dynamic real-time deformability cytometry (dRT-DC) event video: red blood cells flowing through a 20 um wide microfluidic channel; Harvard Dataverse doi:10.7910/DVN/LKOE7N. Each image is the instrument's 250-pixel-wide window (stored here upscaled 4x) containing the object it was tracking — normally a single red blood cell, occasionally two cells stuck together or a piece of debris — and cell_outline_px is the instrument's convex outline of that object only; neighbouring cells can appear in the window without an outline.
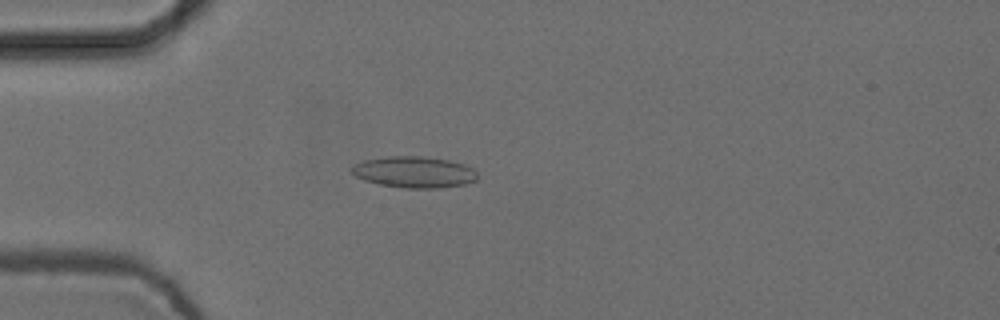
{"species": "common noctule bat (a hibernating species)", "species_latin": "Nyctalus noctula", "temperature_condition": "cold", "stored_images_in_passage": 41, "camera_frame_rate_fps": 3000, "um_per_image_px": 0.085, "animal": {"sex": "female", "body_mass_g": 24.6, "forearm_length_mm": 56.2}, "frame": {"image": 1, "passage_image": 2, "time_ms": 0.333, "image_size_px": [1000, 320], "cell_outline_px": [[476, 180], [464, 184], [440, 188], [404, 188], [380, 184], [364, 180], [356, 176], [352, 172], [352, 168], [356, 164], [364, 160], [388, 156], [420, 156], [448, 160], [464, 164], [472, 168], [476, 172]], "centroid_in_image_um": [35.21, 14.63], "position_along_channel_um": 49.8, "area_um2": 22.72}}
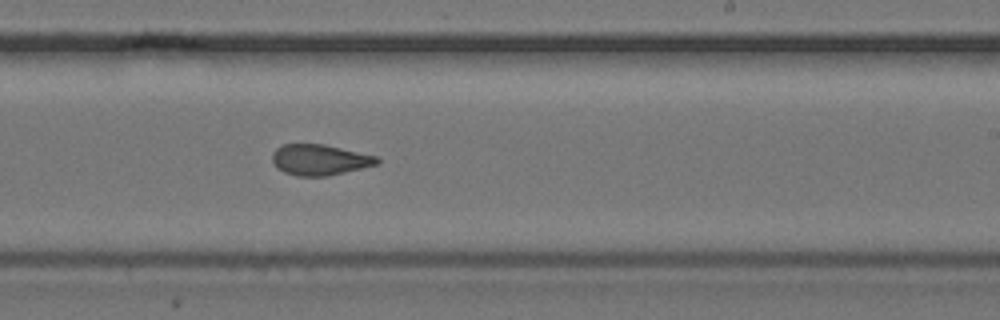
{"frame": {"image": 2, "passage_image": 20, "time_ms": 6.333, "image_size_px": [1000, 320], "cell_outline_px": [[380, 164], [328, 176], [296, 176], [284, 172], [276, 168], [272, 160], [272, 152], [276, 148], [284, 144], [324, 144], [380, 156]], "centroid_in_image_um": [27.21, 13.58], "position_along_channel_um": 261.8, "area_um2": 19.13}}
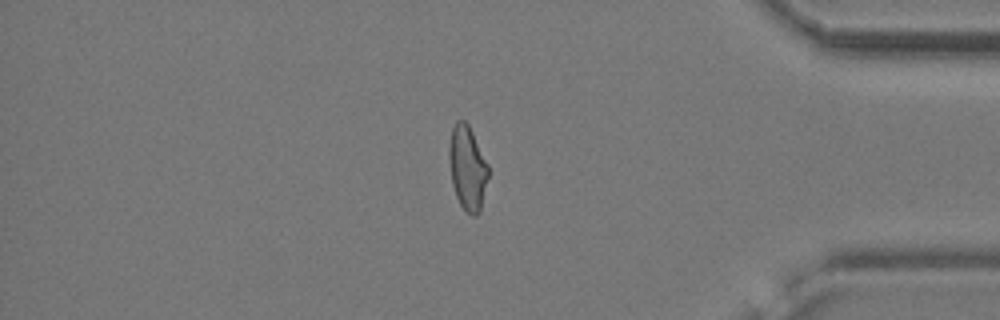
{"frame": {"image": 3, "passage_image": 33, "time_ms": 10.667, "image_size_px": [1000, 320], "cell_outline_px": [[488, 176], [480, 212], [476, 216], [472, 216], [460, 204], [456, 196], [452, 184], [448, 156], [448, 148], [452, 128], [456, 120], [464, 120], [468, 124], [488, 164]], "centroid_in_image_um": [39.72, 14.26], "position_along_channel_um": 395.5, "area_um2": 19.19}, "authors_computed_cell_mechanics": {"area_um2": 19.7098, "velocity_mm_per_s": 3.7505, "shape_relaxation_time_tau1_ms": null, "shape_relaxation_time_tau2_ms": 1.8846, "deformation_change_tau1": null, "deformation_change_tau2": 0.0716}}